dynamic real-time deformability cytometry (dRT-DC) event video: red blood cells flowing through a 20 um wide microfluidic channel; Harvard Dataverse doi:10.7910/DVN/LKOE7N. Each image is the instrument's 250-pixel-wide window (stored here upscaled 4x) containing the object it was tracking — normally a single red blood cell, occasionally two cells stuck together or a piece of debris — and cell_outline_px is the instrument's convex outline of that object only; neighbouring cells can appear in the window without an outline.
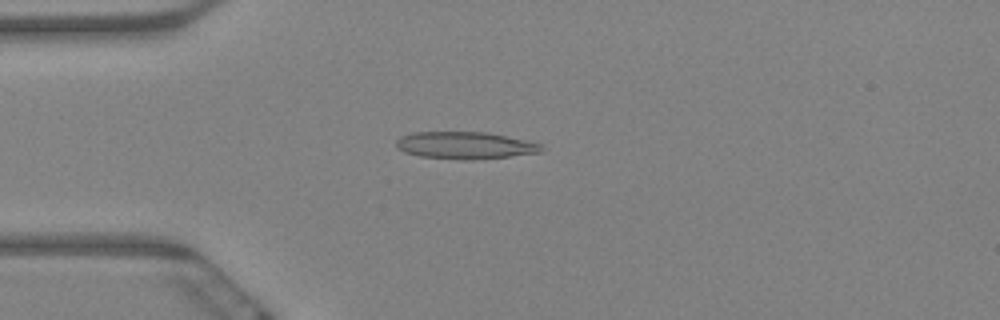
{"species": "Egyptian fruit bat (a non-hibernating species)", "species_latin": "Rousettus aegyptiacus", "temperature_condition": "warm", "stored_images_in_passage": 62, "camera_frame_rate_fps": 3000, "um_per_image_px": 0.085, "animal": {"sex": "female"}, "frame": {"image": 1, "passage_image": 16, "time_ms": 5.0, "image_size_px": [1000, 320], "cell_outline_px": [[544, 148], [540, 152], [508, 156], [472, 160], [460, 160], [420, 156], [404, 152], [396, 148], [396, 140], [400, 136], [412, 132], [488, 132], [544, 144]], "centroid_in_image_um": [39.51, 12.35], "position_along_channel_um": 45.5, "area_um2": 23.12}}
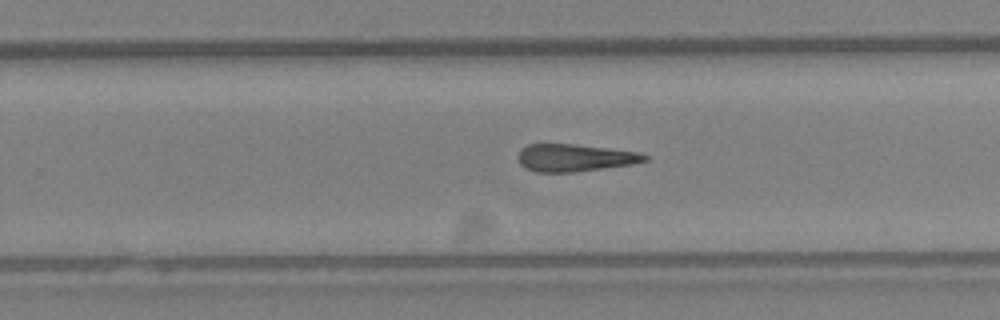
{"frame": {"image": 2, "passage_image": 39, "time_ms": 12.667, "image_size_px": [1000, 320], "cell_outline_px": [[648, 160], [632, 164], [604, 168], [572, 172], [536, 172], [524, 168], [520, 164], [516, 156], [520, 148], [528, 144], [576, 144], [640, 152], [648, 156]], "centroid_in_image_um": [48.81, 13.4], "position_along_channel_um": 281.0, "area_um2": 20.4}}
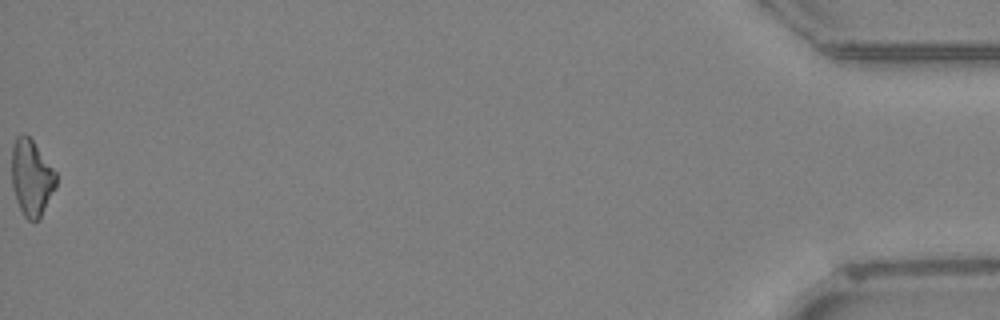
{"frame": {"image": 3, "passage_image": 62, "time_ms": 20.333, "image_size_px": [1000, 320], "cell_outline_px": [[56, 188], [40, 220], [28, 220], [24, 216], [16, 200], [12, 184], [12, 144], [16, 136], [24, 132], [32, 140], [56, 172]], "centroid_in_image_um": [2.68, 15.11], "position_along_channel_um": 432.5, "area_um2": 19.83}}